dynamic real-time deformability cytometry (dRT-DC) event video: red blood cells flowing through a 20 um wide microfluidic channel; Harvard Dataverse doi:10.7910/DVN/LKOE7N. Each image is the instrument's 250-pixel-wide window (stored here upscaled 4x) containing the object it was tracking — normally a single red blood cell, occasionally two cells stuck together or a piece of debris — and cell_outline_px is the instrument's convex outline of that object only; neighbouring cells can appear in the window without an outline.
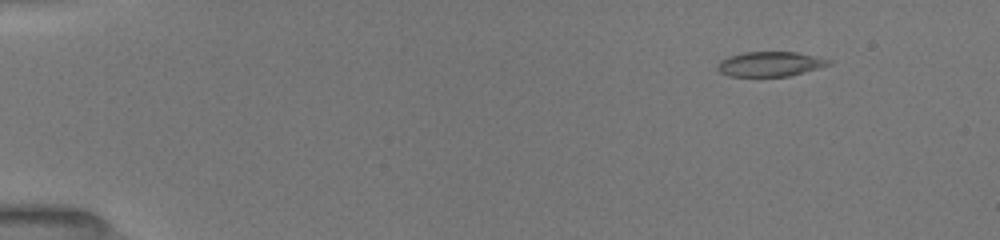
{"species": "common noctule bat (a hibernating species)", "species_latin": "Nyctalus noctula", "temperature_condition": "room temperature", "stored_images_in_passage": 26, "camera_frame_rate_fps": 3000, "um_per_image_px": 0.085, "animal": {"sex": "female", "body_mass_g": 19.5, "forearm_length_mm": 54.1}, "frame": {"image": 1, "passage_image": 9, "time_ms": 1.667, "image_size_px": [1000, 240], "cell_outline_px": [[832, 64], [804, 72], [788, 76], [728, 76], [720, 72], [716, 68], [716, 64], [720, 60], [728, 56], [744, 52], [796, 52], [816, 56], [832, 60]], "centroid_in_image_um": [65.43, 5.44], "position_along_channel_um": 19.6, "area_um2": 16.13}}
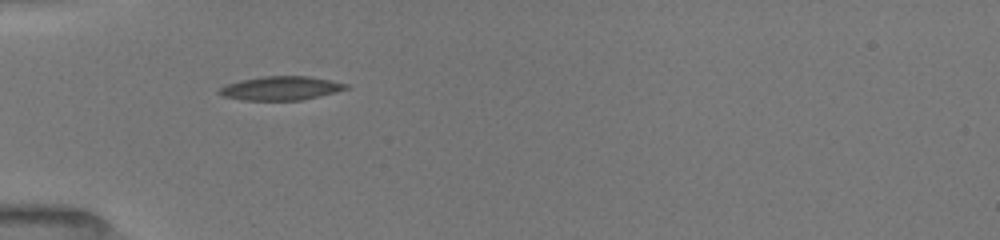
{"frame": {"image": 2, "passage_image": 23, "time_ms": 5.333, "image_size_px": [1000, 240], "cell_outline_px": [[348, 88], [336, 92], [320, 96], [300, 100], [244, 100], [220, 96], [216, 92], [220, 88], [228, 84], [240, 80], [264, 76], [308, 76], [348, 84]], "centroid_in_image_um": [23.83, 7.5], "position_along_channel_um": 61.2, "area_um2": 17.51}}
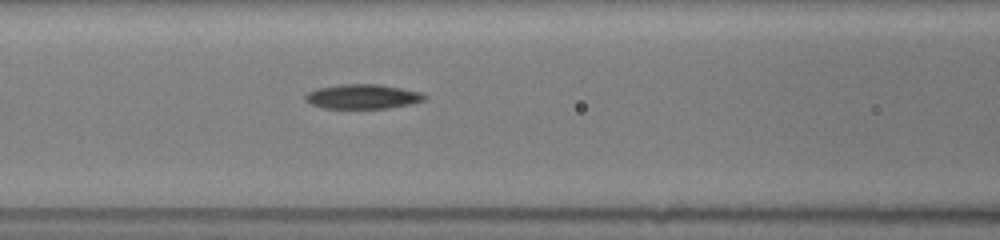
{"frame": {"image": 3, "passage_image": 26, "time_ms": 7.333, "image_size_px": [1000, 240], "cell_outline_px": [[428, 96], [424, 100], [412, 104], [388, 108], [324, 108], [312, 104], [304, 100], [304, 96], [308, 92], [316, 88], [340, 84], [380, 84], [420, 92]], "centroid_in_image_um": [30.82, 8.2], "position_along_channel_um": 135.8, "area_um2": 17.11}}